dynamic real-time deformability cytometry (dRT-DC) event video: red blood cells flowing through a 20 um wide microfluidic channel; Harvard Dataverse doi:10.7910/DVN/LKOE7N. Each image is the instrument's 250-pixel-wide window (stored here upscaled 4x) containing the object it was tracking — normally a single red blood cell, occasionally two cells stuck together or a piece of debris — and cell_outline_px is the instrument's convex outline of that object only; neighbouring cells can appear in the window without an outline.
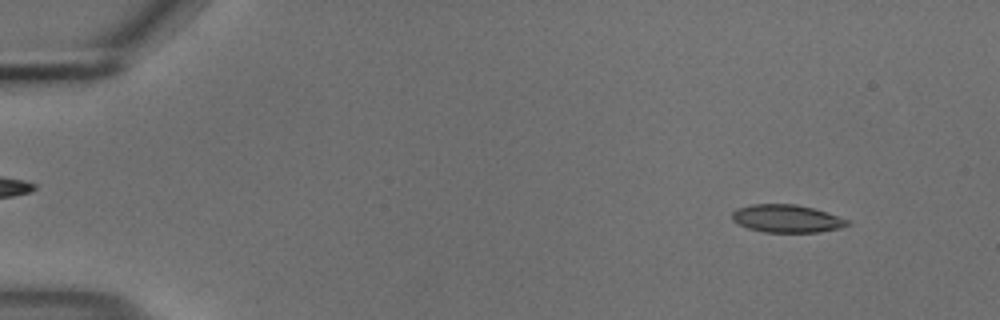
{"species": "common noctule bat (a hibernating species)", "species_latin": "Nyctalus noctula", "temperature_condition": "cold", "stored_images_in_passage": 54, "camera_frame_rate_fps": 3000, "um_per_image_px": 0.085, "animal": {"sex": "male", "body_mass_g": 18.8}, "frame": {"image": 1, "passage_image": 5, "time_ms": 1.333, "image_size_px": [1000, 320], "cell_outline_px": [[852, 224], [840, 228], [820, 232], [764, 232], [748, 228], [732, 220], [732, 212], [736, 208], [752, 204], [796, 204], [828, 212], [852, 220]], "centroid_in_image_um": [66.93, 18.58], "position_along_channel_um": 18.1, "area_um2": 18.9}}
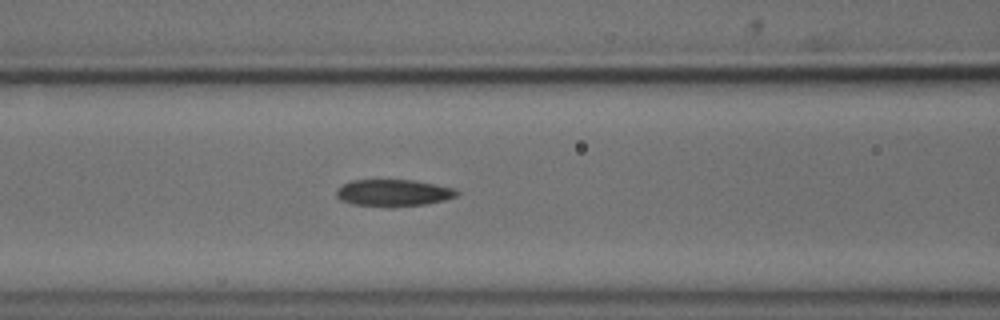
{"frame": {"image": 2, "passage_image": 23, "time_ms": 7.333, "image_size_px": [1000, 320], "cell_outline_px": [[460, 192], [456, 196], [444, 200], [424, 204], [392, 208], [352, 204], [340, 200], [336, 196], [336, 188], [352, 180], [412, 180], [436, 184], [456, 188]], "centroid_in_image_um": [33.43, 16.4], "position_along_channel_um": 133.2, "area_um2": 19.13}}
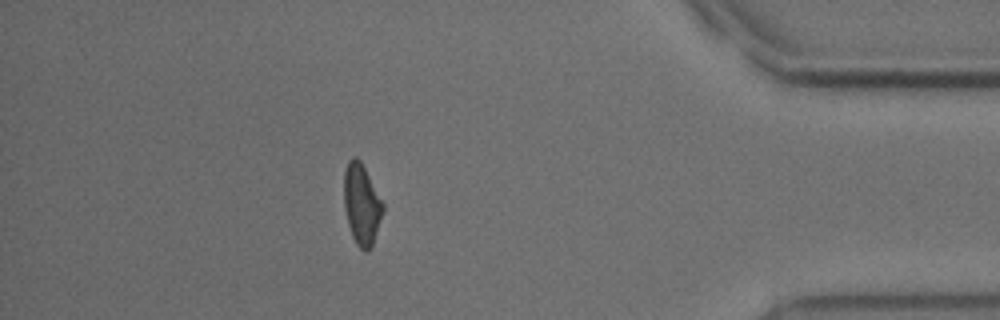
{"frame": {"image": 3, "passage_image": 48, "time_ms": 15.667, "image_size_px": [1000, 320], "cell_outline_px": [[384, 212], [372, 248], [368, 252], [364, 252], [356, 244], [352, 236], [348, 224], [344, 208], [344, 172], [348, 160], [352, 156], [356, 156], [360, 160], [384, 204]], "centroid_in_image_um": [30.75, 17.4], "position_along_channel_um": 404.5, "area_um2": 18.61}, "authors_computed_cell_mechanics": {"area_um2": 19.0451, "velocity_mm_per_s": 3.7068, "shape_relaxation_time_tau1_ms": 4.0664, "shape_relaxation_time_tau2_ms": 2.2375, "deformation_change_tau1": 0.1428, "deformation_change_tau2": 0.0896}}